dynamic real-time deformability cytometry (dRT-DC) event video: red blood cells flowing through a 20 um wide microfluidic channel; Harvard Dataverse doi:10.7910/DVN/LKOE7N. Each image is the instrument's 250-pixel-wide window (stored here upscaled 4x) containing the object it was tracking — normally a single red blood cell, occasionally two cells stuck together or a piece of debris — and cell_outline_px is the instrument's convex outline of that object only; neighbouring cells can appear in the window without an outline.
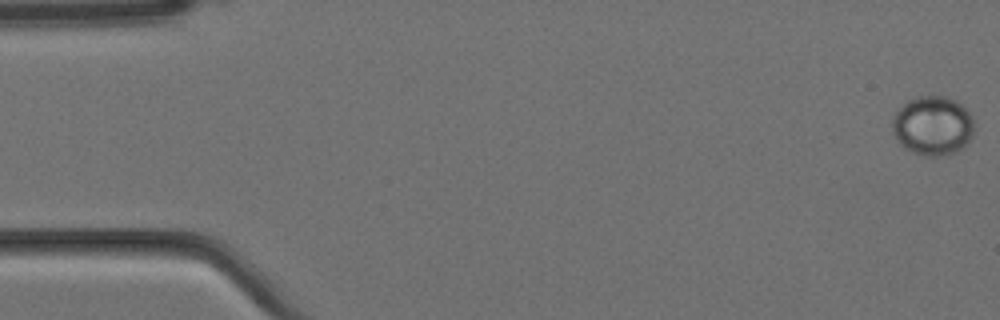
{"species": "Egyptian fruit bat (a non-hibernating species)", "species_latin": "Rousettus aegyptiacus", "temperature_condition": "cold", "stored_images_in_passage": 8, "camera_frame_rate_fps": 3000, "um_per_image_px": 0.085, "animal": {"sex": "female"}, "frame": {"image": 1, "passage_image": 1, "time_ms": 0.0, "image_size_px": [1000, 320], "cell_outline_px": [[976, 128], [972, 136], [964, 148], [948, 156], [924, 156], [912, 152], [904, 148], [900, 144], [892, 132], [892, 116], [908, 100], [916, 96], [948, 96], [956, 100], [972, 116]], "centroid_in_image_um": [79.3, 10.7], "position_along_channel_um": 5.7, "area_um2": 28.84}}
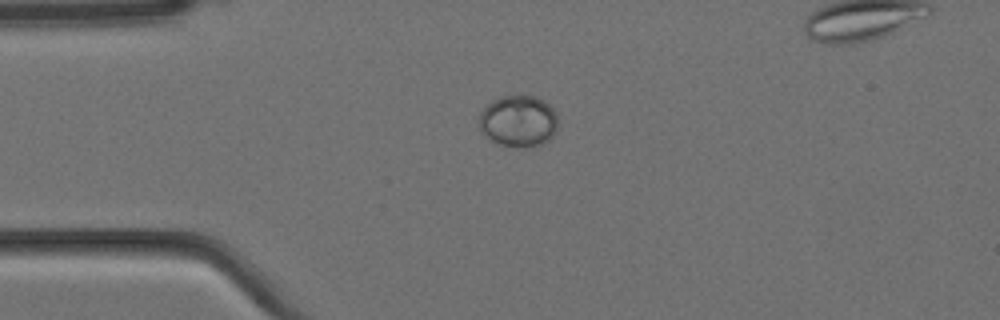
{"frame": {"image": 2, "passage_image": 5, "time_ms": 1.333, "image_size_px": [1000, 320], "cell_outline_px": [[556, 132], [544, 144], [532, 148], [520, 148], [500, 144], [488, 140], [480, 132], [480, 112], [492, 100], [500, 96], [536, 96], [544, 100], [556, 112]], "centroid_in_image_um": [44.06, 10.32], "position_along_channel_um": 40.9, "area_um2": 24.04}}
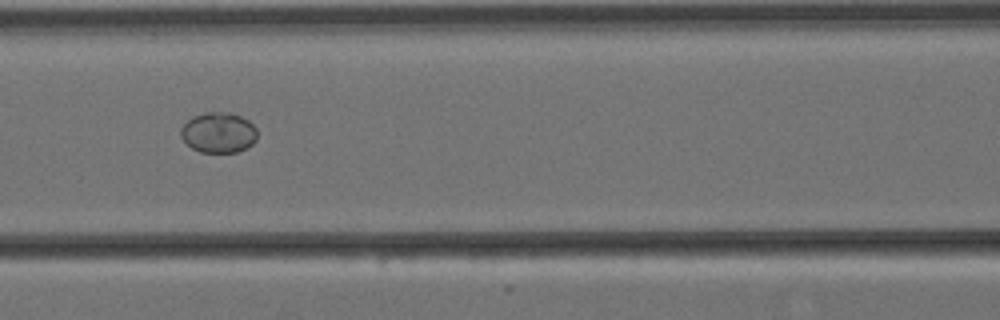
{"frame": {"image": 3, "passage_image": 8, "time_ms": 2.333, "image_size_px": [1000, 320], "cell_outline_px": [[256, 140], [252, 144], [236, 152], [200, 152], [192, 148], [180, 136], [180, 128], [192, 116], [204, 112], [228, 112], [240, 116], [248, 120], [256, 128]], "centroid_in_image_um": [18.55, 11.25], "position_along_channel_um": 148.1, "area_um2": 17.98}}